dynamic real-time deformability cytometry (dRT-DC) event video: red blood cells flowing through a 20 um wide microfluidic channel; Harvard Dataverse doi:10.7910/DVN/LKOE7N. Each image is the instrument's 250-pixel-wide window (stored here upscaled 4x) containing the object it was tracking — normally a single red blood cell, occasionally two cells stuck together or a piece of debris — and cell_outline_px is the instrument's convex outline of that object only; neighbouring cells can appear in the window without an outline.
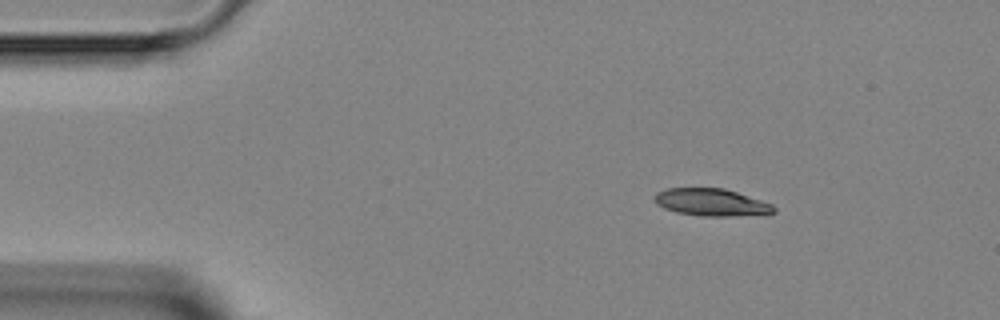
{"species": "Egyptian fruit bat (a non-hibernating species)", "species_latin": "Rousettus aegyptiacus", "temperature_condition": "room temperature", "stored_images_in_passage": 5, "camera_frame_rate_fps": 3000, "um_per_image_px": 0.085, "animal": {"sex": "female"}, "frame": {"image": 1, "passage_image": 1, "time_ms": 0.0, "image_size_px": [1000, 320], "cell_outline_px": [[776, 212], [768, 216], [700, 216], [676, 212], [664, 208], [656, 204], [656, 192], [668, 188], [724, 188], [772, 204], [776, 208]], "centroid_in_image_um": [60.55, 17.22], "position_along_channel_um": 24.5, "area_um2": 19.25}}
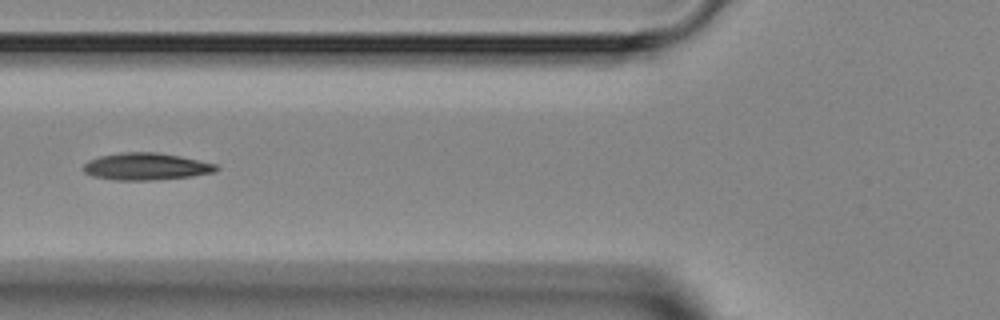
{"frame": {"image": 2, "passage_image": 4, "time_ms": 3.667, "image_size_px": [1000, 320], "cell_outline_px": [[220, 168], [216, 172], [192, 176], [152, 180], [112, 180], [92, 176], [84, 172], [84, 164], [88, 160], [100, 156], [120, 152], [156, 152], [180, 156], [216, 164]], "centroid_in_image_um": [12.41, 14.15], "position_along_channel_um": 113.4, "area_um2": 21.04}}
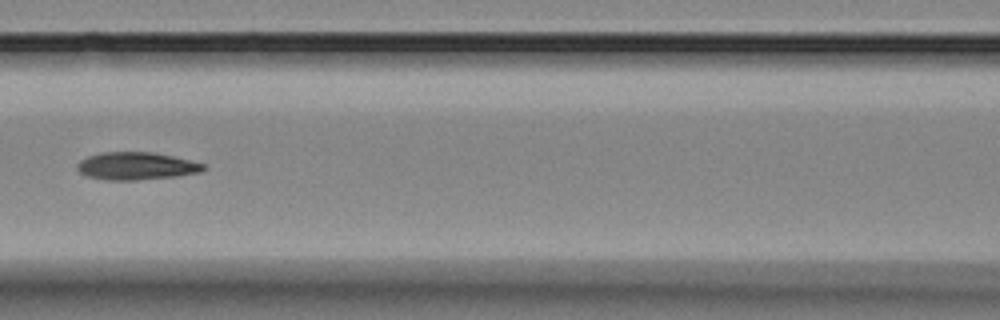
{"frame": {"image": 3, "passage_image": 5, "time_ms": 4.667, "image_size_px": [1000, 320], "cell_outline_px": [[204, 168], [200, 172], [176, 176], [136, 180], [108, 180], [88, 176], [80, 172], [76, 168], [76, 164], [80, 160], [88, 156], [100, 152], [152, 152], [172, 156], [204, 164]], "centroid_in_image_um": [11.53, 14.11], "position_along_channel_um": 155.1, "area_um2": 20.11}}